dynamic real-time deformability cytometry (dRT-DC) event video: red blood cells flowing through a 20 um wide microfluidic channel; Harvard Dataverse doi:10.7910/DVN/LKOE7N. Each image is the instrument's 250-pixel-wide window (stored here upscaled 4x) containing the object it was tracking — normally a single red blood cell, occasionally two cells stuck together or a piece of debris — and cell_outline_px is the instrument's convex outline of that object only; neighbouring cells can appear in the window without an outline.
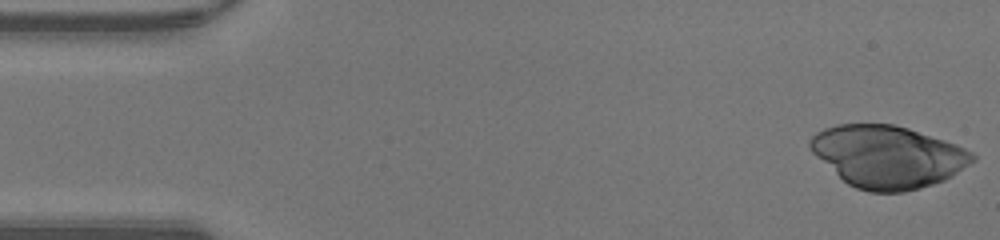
{"species": "human", "species_latin": "Homo sapiens", "temperature_condition": "warm", "stored_images_in_passage": 40, "camera_frame_rate_fps": 3000, "um_per_image_px": 0.085, "donor": {"sex": "male"}, "frame": {"image": 1, "passage_image": 1, "time_ms": 0.0, "image_size_px": [1000, 240], "cell_outline_px": [[976, 160], [952, 176], [944, 180], [920, 188], [904, 192], [868, 192], [856, 188], [848, 184], [816, 156], [812, 152], [808, 144], [808, 140], [816, 132], [824, 128], [836, 124], [892, 124], [908, 128], [956, 144], [972, 152], [976, 156]], "centroid_in_image_um": [75.45, 13.31], "position_along_channel_um": 9.5, "area_um2": 58.72}}
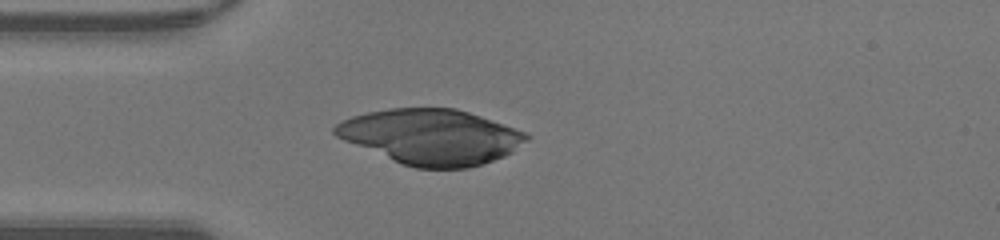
{"frame": {"image": 2, "passage_image": 12, "time_ms": 3.667, "image_size_px": [1000, 240], "cell_outline_px": [[532, 136], [528, 140], [512, 152], [504, 156], [468, 168], [416, 168], [404, 164], [344, 140], [336, 136], [332, 132], [332, 128], [340, 120], [352, 116], [368, 112], [388, 108], [456, 108], [528, 132]], "centroid_in_image_um": [36.66, 11.61], "position_along_channel_um": 48.3, "area_um2": 61.33}}